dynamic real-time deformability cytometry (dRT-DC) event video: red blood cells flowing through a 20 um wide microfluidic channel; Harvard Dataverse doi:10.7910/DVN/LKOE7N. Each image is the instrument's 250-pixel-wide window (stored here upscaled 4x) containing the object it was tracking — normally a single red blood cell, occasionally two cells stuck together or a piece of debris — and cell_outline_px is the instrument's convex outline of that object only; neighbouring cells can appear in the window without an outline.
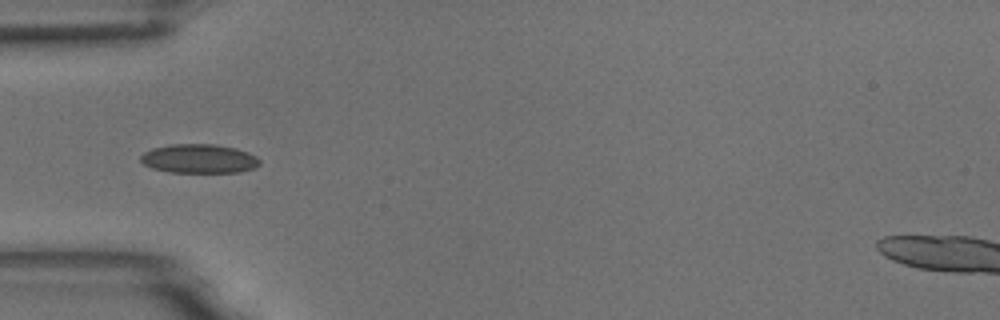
{"species": "common noctule bat (a hibernating species)", "species_latin": "Nyctalus noctula", "temperature_condition": "room temperature", "stored_images_in_passage": 9, "camera_frame_rate_fps": 3000, "um_per_image_px": 0.085, "animal": {"sex": "male", "body_mass_g": 18.8}, "frame": {"image": 1, "passage_image": 1, "time_ms": 0.0, "image_size_px": [1000, 320], "cell_outline_px": [[260, 164], [256, 168], [240, 172], [168, 172], [152, 168], [144, 164], [140, 160], [140, 156], [144, 152], [152, 148], [172, 144], [216, 144], [236, 148], [248, 152], [256, 156], [260, 160]], "centroid_in_image_um": [16.94, 13.49], "position_along_channel_um": 68.1, "area_um2": 20.29}}
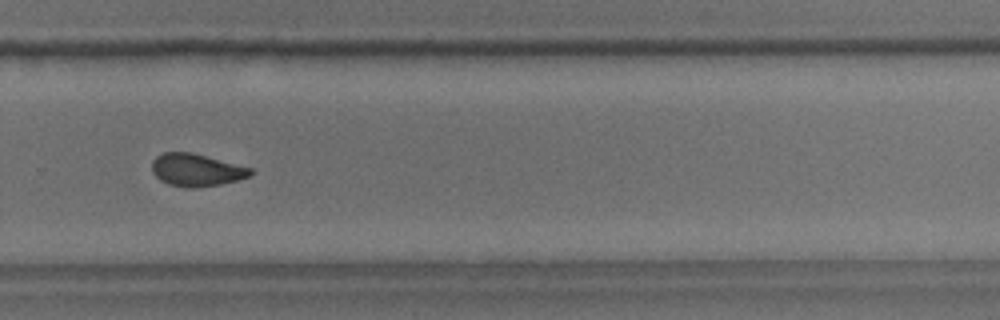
{"frame": {"image": 2, "passage_image": 7, "time_ms": 2.0, "image_size_px": [1000, 320], "cell_outline_px": [[252, 172], [248, 176], [236, 180], [220, 184], [196, 188], [184, 188], [168, 184], [160, 180], [152, 172], [152, 160], [156, 156], [164, 152], [192, 152], [252, 168]], "centroid_in_image_um": [16.65, 14.45], "position_along_channel_um": 313.2, "area_um2": 18.67}}
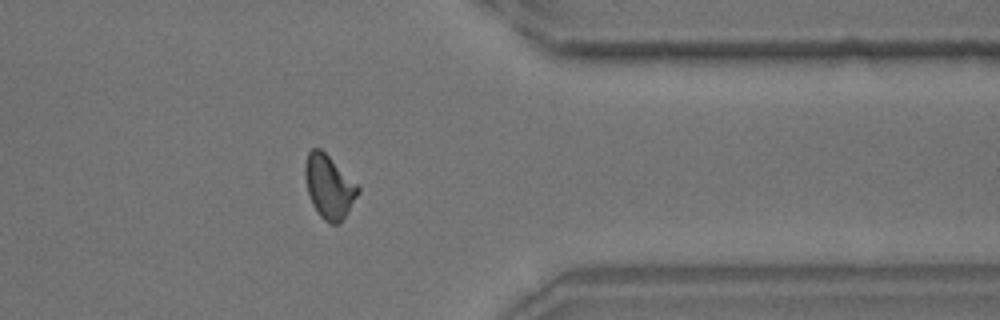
{"frame": {"image": 3, "passage_image": 9, "time_ms": 2.667, "image_size_px": [1000, 320], "cell_outline_px": [[360, 192], [348, 212], [340, 224], [332, 224], [324, 220], [320, 216], [312, 204], [308, 196], [304, 176], [304, 164], [308, 152], [312, 148], [320, 148], [360, 188]], "centroid_in_image_um": [27.94, 15.89], "position_along_channel_um": 383.5, "area_um2": 19.48}}